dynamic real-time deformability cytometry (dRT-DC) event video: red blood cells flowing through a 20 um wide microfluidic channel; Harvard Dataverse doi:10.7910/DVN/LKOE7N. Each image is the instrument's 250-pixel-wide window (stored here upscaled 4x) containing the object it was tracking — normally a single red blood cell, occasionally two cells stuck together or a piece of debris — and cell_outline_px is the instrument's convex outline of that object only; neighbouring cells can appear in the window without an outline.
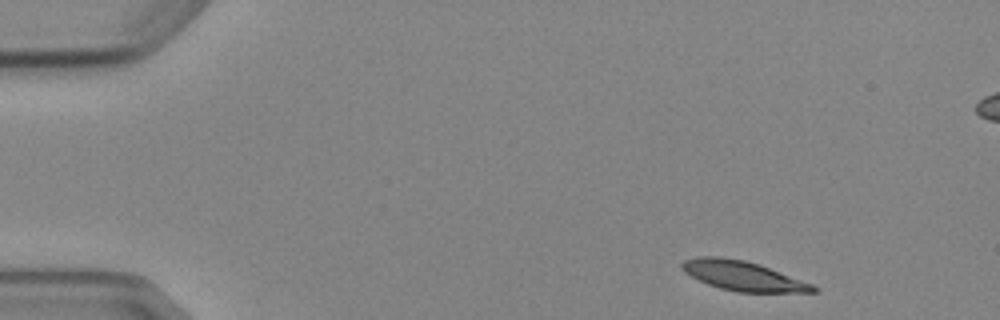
{"species": "Egyptian fruit bat (a non-hibernating species)", "species_latin": "Rousettus aegyptiacus", "temperature_condition": "cold", "stored_images_in_passage": 6, "camera_frame_rate_fps": 3000, "um_per_image_px": 0.085, "animal": {"sex": "female"}, "frame": {"image": 1, "passage_image": 1, "time_ms": 0.0, "image_size_px": [1000, 320], "cell_outline_px": [[820, 292], [736, 292], [720, 288], [708, 284], [684, 272], [680, 268], [680, 264], [684, 260], [696, 256], [720, 256], [744, 260], [760, 264], [812, 284], [820, 288]], "centroid_in_image_um": [63.14, 23.44], "position_along_channel_um": 21.9, "area_um2": 22.72}}
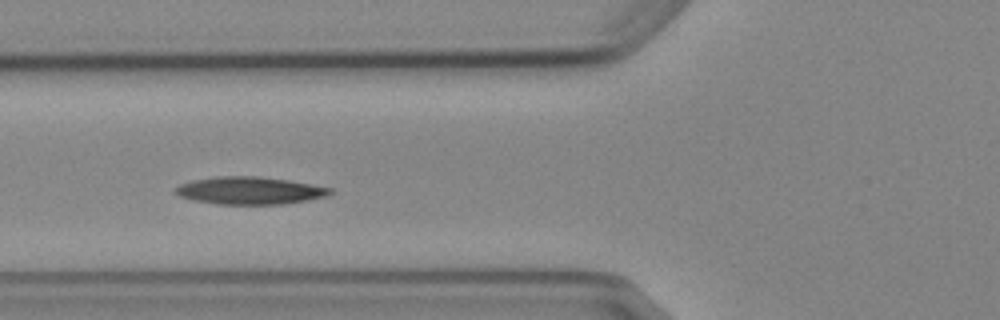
{"frame": {"image": 2, "passage_image": 5, "time_ms": 4.667, "image_size_px": [1000, 320], "cell_outline_px": [[332, 192], [328, 196], [308, 200], [284, 204], [220, 204], [192, 200], [180, 196], [172, 192], [180, 184], [192, 180], [216, 176], [260, 176], [288, 180], [312, 184], [332, 188]], "centroid_in_image_um": [21.23, 16.19], "position_along_channel_um": 104.6, "area_um2": 24.91}}
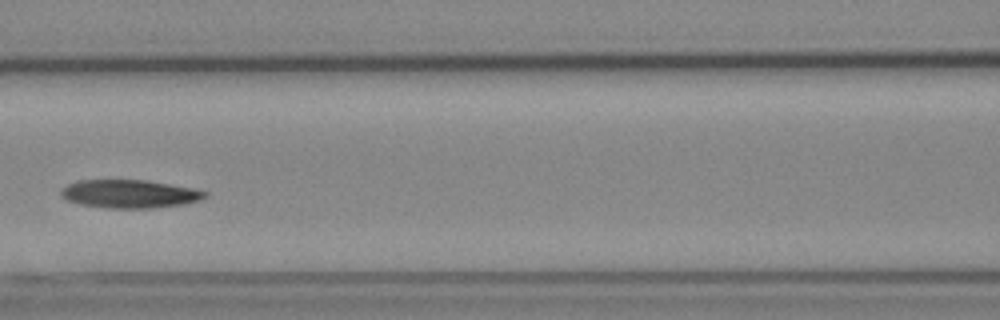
{"frame": {"image": 3, "passage_image": 6, "time_ms": 6.0, "image_size_px": [1000, 320], "cell_outline_px": [[208, 196], [200, 200], [184, 204], [152, 208], [108, 208], [80, 204], [68, 200], [60, 196], [60, 192], [68, 184], [80, 180], [148, 180], [196, 188], [208, 192]], "centroid_in_image_um": [11.07, 16.47], "position_along_channel_um": 155.5, "area_um2": 23.81}}